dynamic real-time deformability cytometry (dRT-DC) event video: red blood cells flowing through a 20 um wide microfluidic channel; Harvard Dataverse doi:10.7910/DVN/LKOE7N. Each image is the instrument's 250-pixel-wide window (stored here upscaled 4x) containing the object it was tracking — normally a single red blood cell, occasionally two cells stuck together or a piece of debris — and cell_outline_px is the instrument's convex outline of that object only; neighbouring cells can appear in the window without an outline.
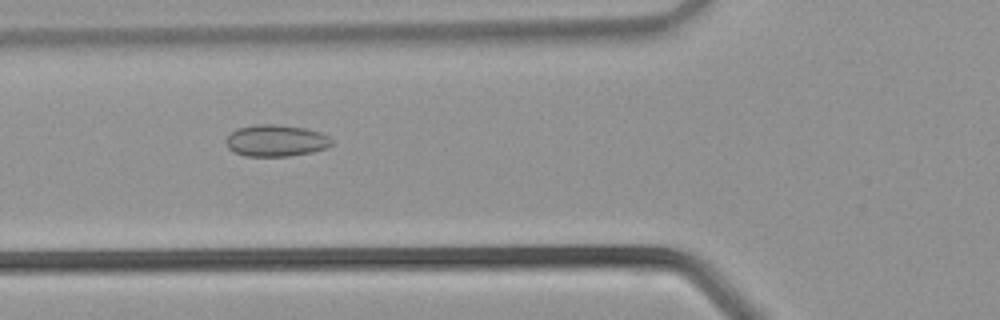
{"species": "common noctule bat (a hibernating species)", "species_latin": "Nyctalus noctula", "temperature_condition": "warm", "stored_images_in_passage": 33, "segment_of_instrument_passage": [1, 2], "camera_frame_rate_fps": 3000, "um_per_image_px": 0.085, "animal": {"sex": "male", "body_mass_g": 21.5, "forearm_length_mm": 52.0}, "frame": {"image": 1, "passage_image": 10, "time_ms": 3.0, "image_size_px": [1000, 320], "cell_outline_px": [[332, 144], [324, 148], [312, 152], [288, 156], [244, 156], [228, 148], [224, 140], [236, 128], [256, 124], [276, 124], [304, 128], [320, 132], [328, 136], [332, 140]], "centroid_in_image_um": [23.43, 11.95], "position_along_channel_um": 102.4, "area_um2": 19.48}}
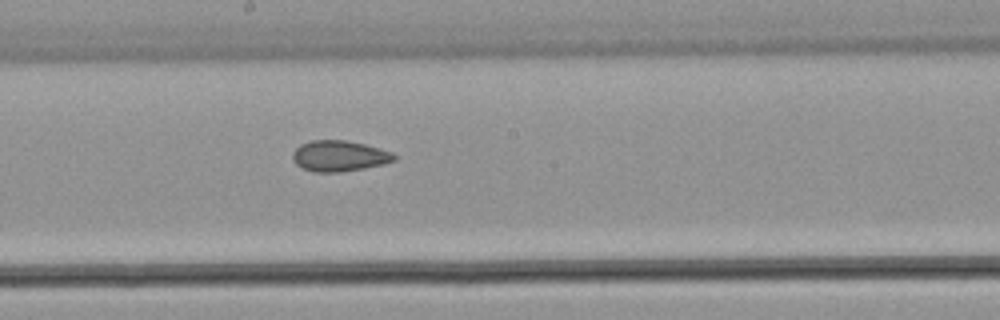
{"frame": {"image": 2, "passage_image": 16, "time_ms": 5.0, "image_size_px": [1000, 320], "cell_outline_px": [[396, 160], [384, 164], [364, 168], [340, 172], [312, 172], [300, 168], [292, 160], [292, 152], [300, 144], [312, 140], [344, 140], [364, 144], [380, 148], [392, 152], [396, 156]], "centroid_in_image_um": [28.81, 13.26], "position_along_channel_um": 219.4, "area_um2": 18.44}}
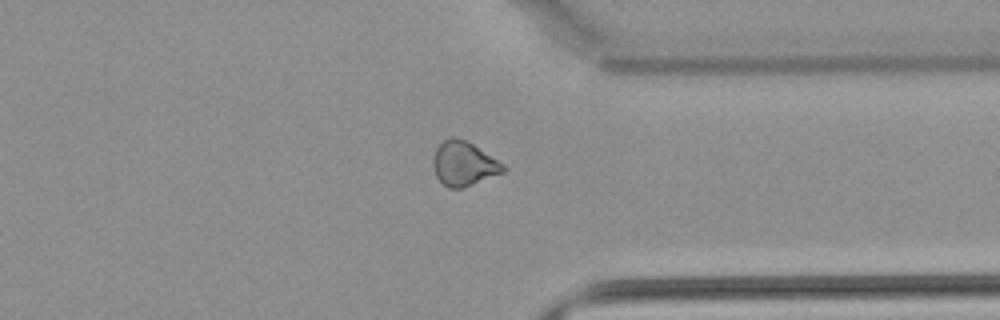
{"frame": {"image": 3, "passage_image": 24, "time_ms": 7.667, "image_size_px": [1000, 320], "cell_outline_px": [[508, 168], [504, 172], [460, 188], [448, 188], [436, 176], [432, 164], [432, 156], [436, 148], [444, 140], [452, 136], [464, 140], [472, 144], [504, 164]], "centroid_in_image_um": [39.4, 13.9], "position_along_channel_um": 372.0, "area_um2": 17.86}}